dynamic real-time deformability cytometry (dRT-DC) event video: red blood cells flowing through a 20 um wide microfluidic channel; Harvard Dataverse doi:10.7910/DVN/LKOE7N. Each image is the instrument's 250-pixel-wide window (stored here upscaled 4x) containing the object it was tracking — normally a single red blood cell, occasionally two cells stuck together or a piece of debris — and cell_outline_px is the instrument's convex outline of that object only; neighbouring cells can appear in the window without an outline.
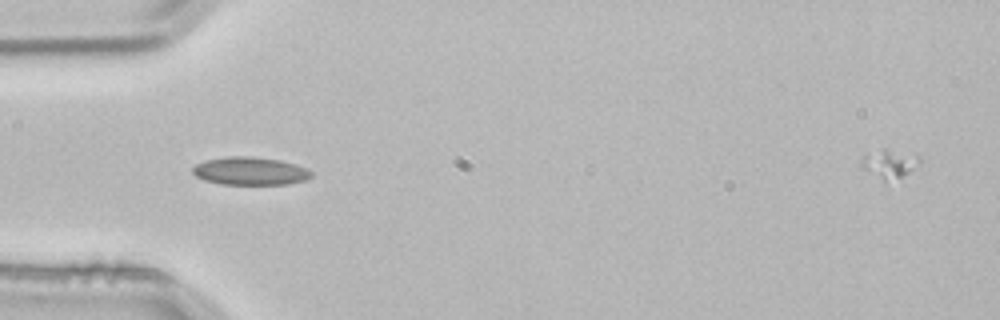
{"species": "common noctule bat (a hibernating species)", "species_latin": "Nyctalus noctula", "temperature_condition": "room temperature", "stored_images_in_passage": 4, "camera_frame_rate_fps": 3000, "um_per_image_px": 0.085, "animal": {"sex": "male", "body_mass_g": 21.5, "forearm_length_mm": 52.0}, "frame": {"image": 1, "passage_image": 4, "time_ms": 1.0, "image_size_px": [1000, 320], "cell_outline_px": [[312, 176], [304, 180], [288, 184], [220, 184], [204, 180], [196, 176], [192, 172], [192, 168], [196, 164], [208, 160], [228, 156], [248, 156], [280, 160], [296, 164], [312, 172]], "centroid_in_image_um": [21.25, 14.54], "position_along_channel_um": 63.8, "area_um2": 19.19}}